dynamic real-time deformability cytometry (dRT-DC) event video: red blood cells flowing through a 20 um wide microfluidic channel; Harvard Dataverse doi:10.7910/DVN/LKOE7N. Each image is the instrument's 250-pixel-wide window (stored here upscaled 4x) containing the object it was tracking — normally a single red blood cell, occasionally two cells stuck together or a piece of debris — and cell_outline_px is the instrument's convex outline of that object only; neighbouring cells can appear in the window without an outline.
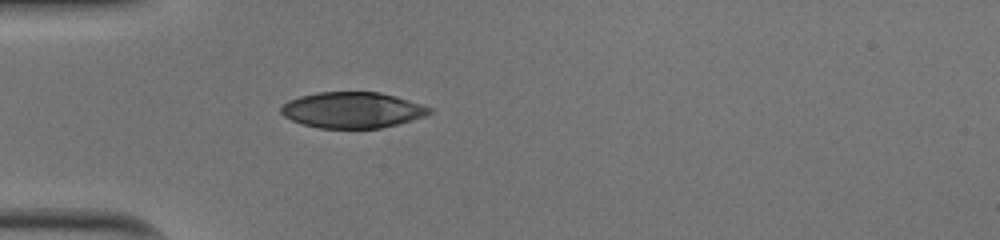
{"species": "human", "species_latin": "Homo sapiens", "temperature_condition": "cold", "stored_images_in_passage": 36, "camera_frame_rate_fps": 3000, "um_per_image_px": 0.085, "donor": {"sex": "male"}, "frame": {"image": 1, "passage_image": 1, "time_ms": 0.0, "image_size_px": [1000, 240], "cell_outline_px": [[432, 112], [428, 116], [380, 128], [320, 128], [304, 124], [292, 120], [284, 116], [280, 112], [280, 108], [288, 100], [300, 96], [316, 92], [380, 92], [396, 96], [432, 108]], "centroid_in_image_um": [29.96, 9.35], "position_along_channel_um": 55.0, "area_um2": 31.04}}
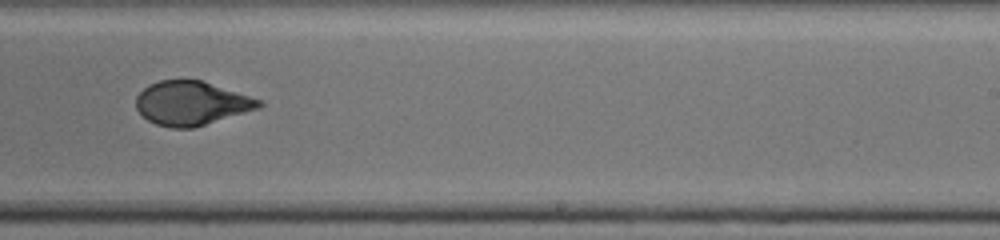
{"frame": {"image": 2, "passage_image": 18, "time_ms": 5.667, "image_size_px": [1000, 240], "cell_outline_px": [[264, 104], [260, 108], [192, 128], [172, 128], [156, 124], [148, 120], [136, 108], [136, 96], [148, 84], [160, 80], [200, 80], [264, 100]], "centroid_in_image_um": [16.29, 8.77], "position_along_channel_um": 272.7, "area_um2": 31.39}}
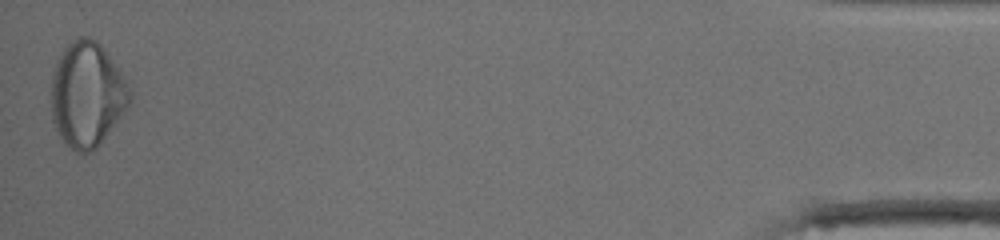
{"frame": {"image": 3, "passage_image": 36, "time_ms": 11.667, "image_size_px": [1000, 240], "cell_outline_px": [[132, 100], [100, 144], [96, 148], [88, 152], [76, 152], [60, 136], [52, 120], [52, 72], [56, 60], [64, 48], [76, 36], [88, 36], [96, 40], [100, 44], [124, 76], [132, 92]], "centroid_in_image_um": [7.4, 7.99], "position_along_channel_um": 427.8, "area_um2": 47.86}, "authors_computed_cell_mechanics": {"area_um2": 32.5703, "velocity_mm_per_s": 4.0218, "shape_relaxation_time_tau1_ms": 8.7689, "shape_relaxation_time_tau2_ms": 0.7469, "deformation_change_tau1": 0.2768, "deformation_change_tau2": 0.0388}}